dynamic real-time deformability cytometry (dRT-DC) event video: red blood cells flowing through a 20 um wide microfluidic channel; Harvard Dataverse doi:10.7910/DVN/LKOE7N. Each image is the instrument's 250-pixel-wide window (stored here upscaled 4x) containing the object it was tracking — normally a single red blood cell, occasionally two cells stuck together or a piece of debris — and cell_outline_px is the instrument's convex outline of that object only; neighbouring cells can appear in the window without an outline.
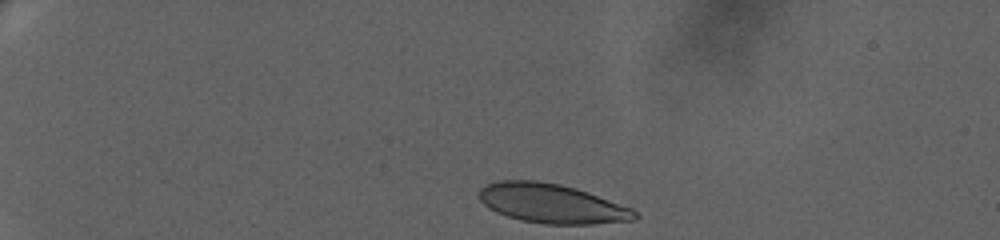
{"species": "human", "species_latin": "Homo sapiens", "temperature_condition": "warm", "stored_images_in_passage": 47, "camera_frame_rate_fps": 3000, "um_per_image_px": 0.085, "donor": {"sex": "female"}, "frame": {"image": 1, "passage_image": 1, "time_ms": 0.0, "image_size_px": [1000, 240], "cell_outline_px": [[640, 216], [636, 220], [592, 224], [544, 224], [520, 220], [496, 212], [488, 208], [476, 196], [480, 188], [484, 184], [500, 180], [536, 180], [560, 184], [576, 188], [632, 208]], "centroid_in_image_um": [46.87, 17.29], "position_along_channel_um": 38.1, "area_um2": 35.95}}
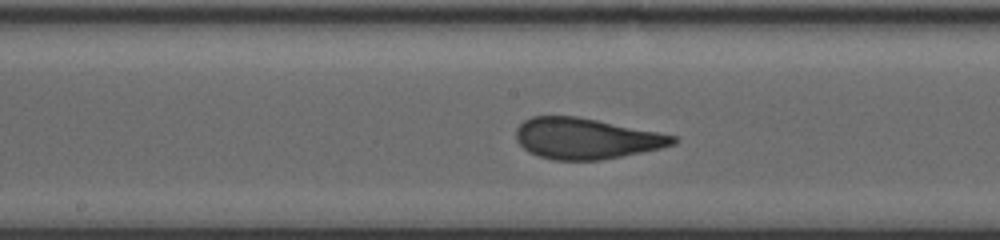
{"frame": {"image": 2, "passage_image": 24, "time_ms": 7.667, "image_size_px": [1000, 240], "cell_outline_px": [[680, 140], [676, 144], [660, 148], [600, 160], [552, 160], [528, 152], [516, 140], [516, 128], [524, 120], [532, 116], [576, 116], [676, 136]], "centroid_in_image_um": [49.78, 11.77], "position_along_channel_um": 198.4, "area_um2": 37.05}}
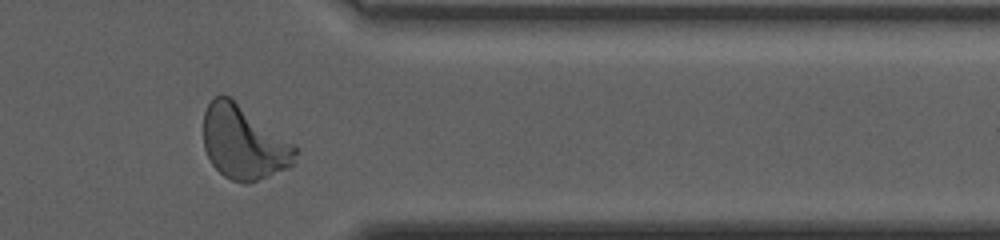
{"frame": {"image": 3, "passage_image": 42, "time_ms": 13.667, "image_size_px": [1000, 240], "cell_outline_px": [[300, 148], [292, 164], [288, 168], [248, 184], [244, 184], [232, 180], [224, 176], [212, 164], [204, 148], [204, 112], [208, 104], [220, 92], [228, 96], [296, 144]], "centroid_in_image_um": [20.74, 12.12], "position_along_channel_um": 390.7, "area_um2": 39.59}, "authors_computed_cell_mechanics": {"area_um2": 37.3966, "velocity_mm_per_s": 3.2632, "shape_relaxation_time_tau1_ms": 5.1709, "shape_relaxation_time_tau2_ms": null, "deformation_change_tau1": 0.1867, "deformation_change_tau2": null}}